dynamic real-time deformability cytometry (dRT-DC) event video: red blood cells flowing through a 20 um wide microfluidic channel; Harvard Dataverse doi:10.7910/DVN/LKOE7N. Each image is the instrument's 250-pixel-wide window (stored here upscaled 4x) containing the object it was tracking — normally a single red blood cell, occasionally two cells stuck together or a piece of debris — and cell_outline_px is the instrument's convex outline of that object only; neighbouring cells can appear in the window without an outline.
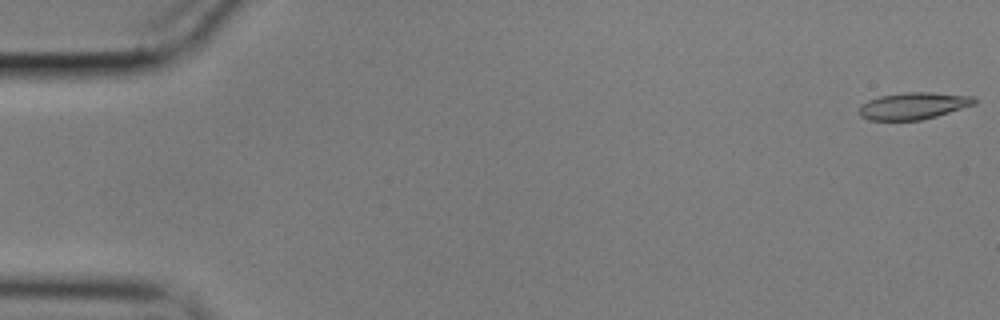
{"species": "common noctule bat (a hibernating species)", "species_latin": "Nyctalus noctula", "temperature_condition": "cold", "stored_images_in_passage": 17, "camera_frame_rate_fps": 3000, "um_per_image_px": 0.085, "animal": {"sex": "male", "body_mass_g": 17.9}, "frame": {"image": 1, "passage_image": 1, "time_ms": 0.0, "image_size_px": [1000, 320], "cell_outline_px": [[980, 100], [976, 104], [936, 116], [920, 120], [868, 120], [860, 116], [860, 108], [868, 100], [880, 96], [904, 92], [932, 92], [972, 96]], "centroid_in_image_um": [77.69, 8.99], "position_along_channel_um": 7.3, "area_um2": 18.03}}
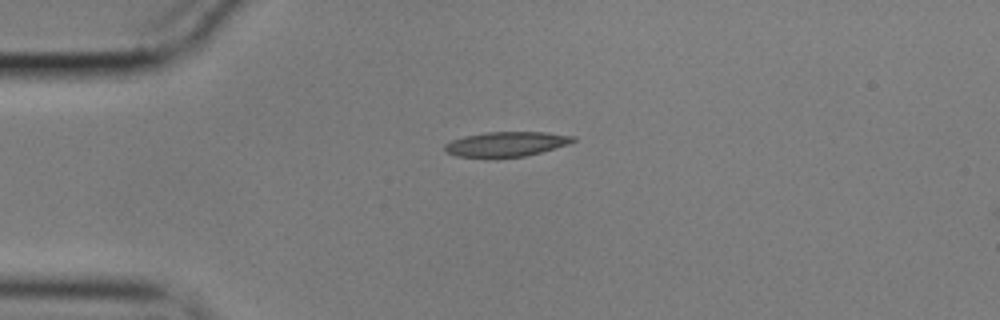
{"frame": {"image": 2, "passage_image": 14, "time_ms": 4.333, "image_size_px": [1000, 320], "cell_outline_px": [[576, 140], [568, 144], [540, 152], [524, 156], [456, 156], [444, 152], [444, 144], [452, 140], [464, 136], [484, 132], [544, 132], [576, 136]], "centroid_in_image_um": [43.02, 12.22], "position_along_channel_um": 42.0, "area_um2": 18.21}}